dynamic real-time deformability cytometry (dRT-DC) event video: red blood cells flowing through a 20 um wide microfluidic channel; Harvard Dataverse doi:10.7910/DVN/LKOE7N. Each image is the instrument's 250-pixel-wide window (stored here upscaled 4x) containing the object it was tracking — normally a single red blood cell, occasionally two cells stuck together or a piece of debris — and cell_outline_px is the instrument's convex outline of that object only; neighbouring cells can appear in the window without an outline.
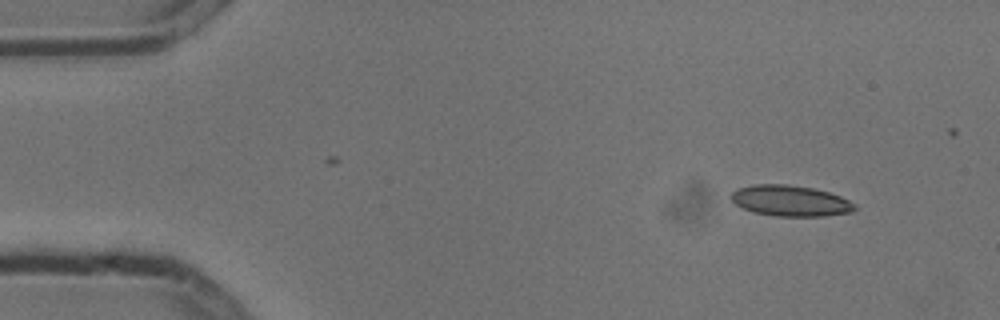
{"species": "common noctule bat (a hibernating species)", "species_latin": "Nyctalus noctula", "temperature_condition": "cold", "stored_images_in_passage": 4, "camera_frame_rate_fps": 3000, "um_per_image_px": 0.085, "animal": {"sex": "male", "body_mass_g": 13.3}, "frame": {"image": 1, "passage_image": 1, "time_ms": 0.0, "image_size_px": [1000, 320], "cell_outline_px": [[856, 208], [852, 212], [824, 216], [776, 216], [752, 212], [736, 204], [728, 196], [736, 188], [752, 184], [788, 184], [812, 188], [828, 192], [840, 196], [856, 204]], "centroid_in_image_um": [67.15, 17.06], "position_along_channel_um": 17.9, "area_um2": 22.37}}
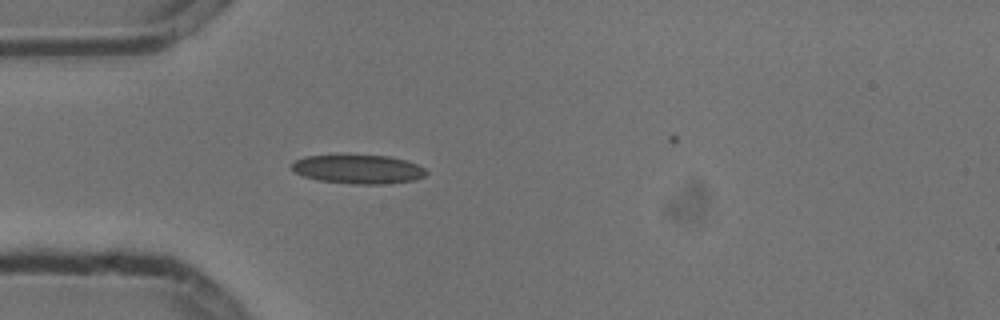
{"frame": {"image": 2, "passage_image": 4, "time_ms": 1.0, "image_size_px": [1000, 320], "cell_outline_px": [[428, 172], [424, 176], [416, 180], [384, 184], [352, 184], [316, 180], [304, 176], [296, 172], [292, 168], [292, 164], [296, 160], [304, 156], [388, 156], [404, 160], [416, 164], [424, 168]], "centroid_in_image_um": [30.47, 14.4], "position_along_channel_um": 54.5, "area_um2": 22.37}}